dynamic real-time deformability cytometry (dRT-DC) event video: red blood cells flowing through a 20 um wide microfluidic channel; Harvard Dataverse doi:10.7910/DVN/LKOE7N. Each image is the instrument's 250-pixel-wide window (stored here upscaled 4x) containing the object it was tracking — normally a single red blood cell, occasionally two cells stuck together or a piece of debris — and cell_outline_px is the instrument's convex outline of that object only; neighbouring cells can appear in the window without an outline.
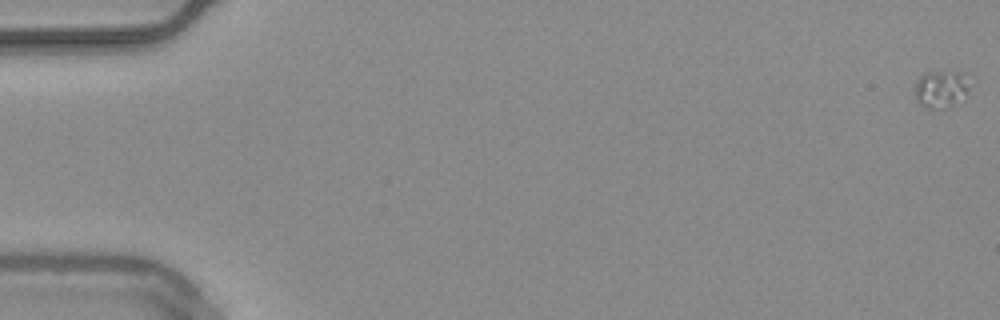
{"species": "common noctule bat (a hibernating species)", "species_latin": "Nyctalus noctula", "temperature_condition": "warm", "stored_images_in_passage": 44, "camera_frame_rate_fps": 3000, "um_per_image_px": 0.085, "animal": {"sex": "male", "body_mass_g": 20.4}, "frame": {"image": 1, "passage_image": 1, "time_ms": 0.0, "image_size_px": [1000, 320], "cell_outline_px": [[968, 88], [964, 100], [940, 108], [924, 108], [916, 100], [916, 80], [924, 72], [960, 72]], "centroid_in_image_um": [79.93, 7.58], "position_along_channel_um": 5.1, "area_um2": 11.5}}